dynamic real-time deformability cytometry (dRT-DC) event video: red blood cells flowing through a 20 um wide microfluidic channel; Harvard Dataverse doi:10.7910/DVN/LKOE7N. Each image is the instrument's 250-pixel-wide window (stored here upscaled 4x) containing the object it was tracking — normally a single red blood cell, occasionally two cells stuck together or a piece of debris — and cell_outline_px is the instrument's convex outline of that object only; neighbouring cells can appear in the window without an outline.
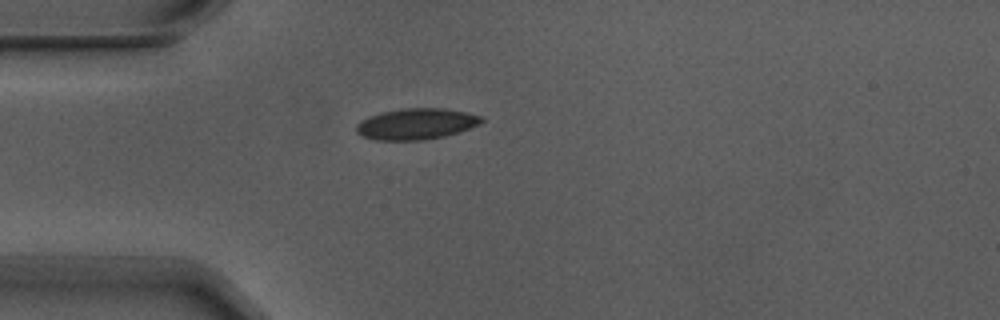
{"species": "Egyptian fruit bat (a non-hibernating species)", "species_latin": "Rousettus aegyptiacus", "temperature_condition": "warm", "stored_images_in_passage": 2, "camera_frame_rate_fps": 3000, "um_per_image_px": 0.085, "animal": {"sex": "male"}, "frame": {"image": 1, "passage_image": 2, "time_ms": 0.333, "image_size_px": [1000, 320], "cell_outline_px": [[484, 120], [460, 132], [444, 136], [424, 140], [372, 140], [360, 136], [356, 132], [356, 124], [360, 120], [368, 116], [384, 112], [404, 108], [444, 108], [464, 112], [480, 116]], "centroid_in_image_um": [35.3, 10.54], "position_along_channel_um": 49.7, "area_um2": 22.6}}